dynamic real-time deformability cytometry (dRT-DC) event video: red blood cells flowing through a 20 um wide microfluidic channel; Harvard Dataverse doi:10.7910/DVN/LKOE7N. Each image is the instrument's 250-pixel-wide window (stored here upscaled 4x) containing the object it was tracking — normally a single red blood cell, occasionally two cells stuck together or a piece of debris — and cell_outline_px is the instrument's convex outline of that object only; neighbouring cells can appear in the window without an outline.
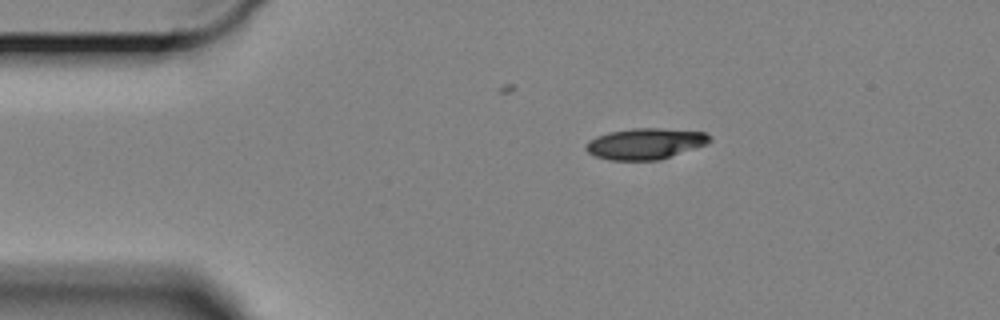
{"species": "Egyptian fruit bat (a non-hibernating species)", "species_latin": "Rousettus aegyptiacus", "temperature_condition": "cold", "stored_images_in_passage": 50, "camera_frame_rate_fps": 3000, "um_per_image_px": 0.085, "animal": {"sex": "female"}, "frame": {"image": 1, "passage_image": 1, "time_ms": 0.0, "image_size_px": [1000, 320], "cell_outline_px": [[712, 140], [708, 144], [660, 160], [612, 160], [596, 156], [588, 152], [584, 148], [592, 140], [608, 132], [632, 128], [660, 128], [704, 132], [712, 136]], "centroid_in_image_um": [54.92, 12.21], "position_along_channel_um": 30.1, "area_um2": 22.25}}
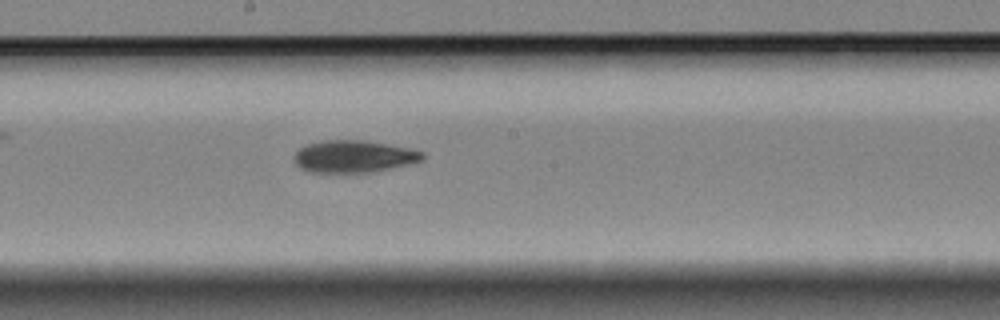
{"frame": {"image": 2, "passage_image": 22, "time_ms": 7.0, "image_size_px": [1000, 320], "cell_outline_px": [[424, 156], [420, 160], [372, 172], [308, 172], [300, 168], [296, 164], [292, 156], [300, 148], [308, 144], [320, 140], [364, 140], [408, 148], [424, 152]], "centroid_in_image_um": [29.98, 13.29], "position_along_channel_um": 218.2, "area_um2": 23.76}}
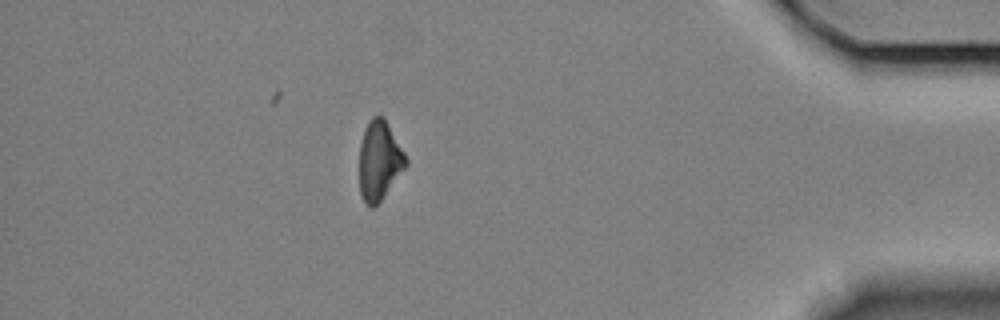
{"frame": {"image": 3, "passage_image": 43, "time_ms": 14.0, "image_size_px": [1000, 320], "cell_outline_px": [[408, 164], [380, 200], [372, 208], [368, 208], [360, 196], [360, 144], [368, 120], [372, 116], [384, 116], [404, 152], [408, 160]], "centroid_in_image_um": [32.24, 13.64], "position_along_channel_um": 403.0, "area_um2": 21.33}, "authors_computed_cell_mechanics": {"area_um2": 23.0911, "velocity_mm_per_s": 3.2975, "shape_relaxation_time_tau1_ms": 4.1947, "shape_relaxation_time_tau2_ms": null, "deformation_change_tau1": 0.1133, "deformation_change_tau2": null}}